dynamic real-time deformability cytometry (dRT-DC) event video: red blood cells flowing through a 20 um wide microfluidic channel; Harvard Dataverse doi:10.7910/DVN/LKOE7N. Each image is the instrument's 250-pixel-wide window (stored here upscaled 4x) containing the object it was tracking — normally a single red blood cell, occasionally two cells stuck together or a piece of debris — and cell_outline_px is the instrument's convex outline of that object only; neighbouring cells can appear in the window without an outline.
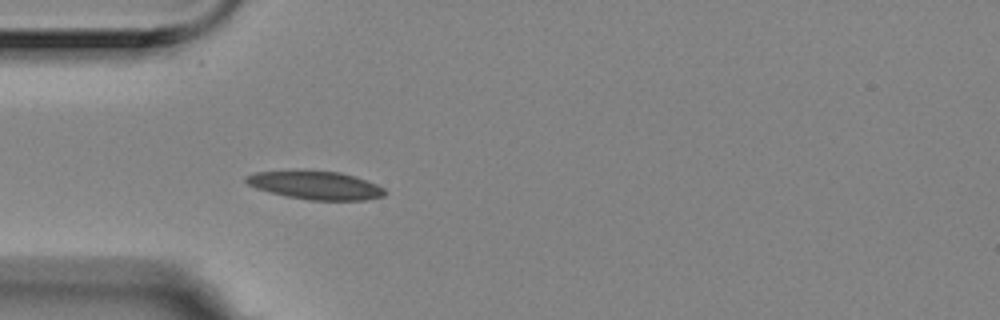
{"species": "Egyptian fruit bat (a non-hibernating species)", "species_latin": "Rousettus aegyptiacus", "temperature_condition": "room temperature", "stored_images_in_passage": 4, "camera_frame_rate_fps": 3000, "um_per_image_px": 0.085, "animal": {"sex": "female"}, "frame": {"image": 1, "passage_image": 4, "time_ms": 1.0, "image_size_px": [1000, 320], "cell_outline_px": [[388, 192], [384, 196], [364, 200], [308, 200], [268, 192], [256, 188], [248, 184], [244, 180], [244, 176], [256, 172], [340, 172], [376, 184], [384, 188]], "centroid_in_image_um": [26.84, 15.78], "position_along_channel_um": 58.2, "area_um2": 22.25}}